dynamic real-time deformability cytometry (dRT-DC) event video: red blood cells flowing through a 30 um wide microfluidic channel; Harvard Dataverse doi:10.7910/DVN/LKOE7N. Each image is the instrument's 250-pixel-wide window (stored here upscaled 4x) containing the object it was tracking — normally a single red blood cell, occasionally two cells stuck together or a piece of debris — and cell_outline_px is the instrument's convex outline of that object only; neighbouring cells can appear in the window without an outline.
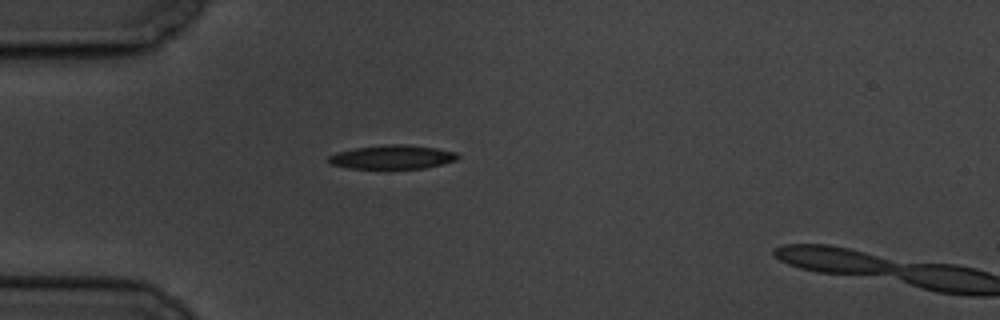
{"species": "common noctule bat (a hibernating species)", "species_latin": "Nyctalus noctula", "temperature_condition": "cold", "stored_images_in_passage": 1, "camera_frame_rate_fps": 3000, "um_per_image_px": 0.085, "animal": {"sex": "male", "body_mass_g": 19.5, "forearm_length_mm": 54.6}, "frame": {"image": 1, "passage_image": 1, "time_ms": 0.0, "image_size_px": [1000, 320], "cell_outline_px": [[460, 156], [456, 160], [424, 168], [348, 168], [328, 164], [328, 156], [336, 152], [356, 148], [384, 144], [408, 144], [436, 148], [456, 152]], "centroid_in_image_um": [33.32, 13.34], "position_along_channel_um": 51.7, "area_um2": 17.98}}